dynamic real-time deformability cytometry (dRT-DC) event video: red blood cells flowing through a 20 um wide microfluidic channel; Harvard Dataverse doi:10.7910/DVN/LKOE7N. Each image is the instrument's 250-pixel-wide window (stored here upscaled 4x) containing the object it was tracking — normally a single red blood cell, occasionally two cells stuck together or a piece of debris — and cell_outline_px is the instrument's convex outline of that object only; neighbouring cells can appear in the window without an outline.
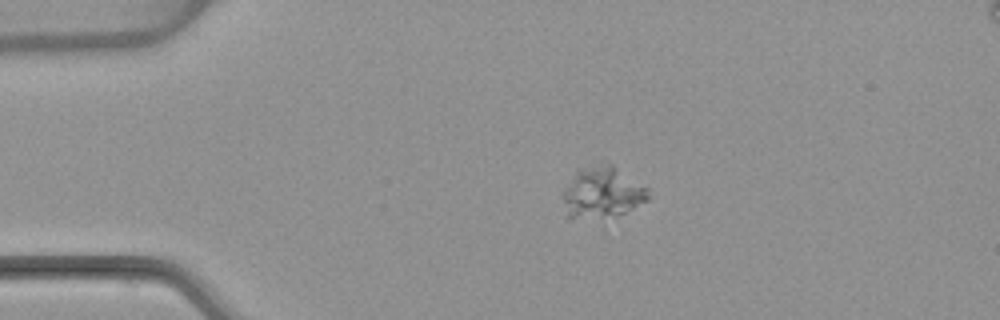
{"species": "common noctule bat (a hibernating species)", "species_latin": "Nyctalus noctula", "temperature_condition": "warm", "stored_images_in_passage": 5, "camera_frame_rate_fps": 3000, "um_per_image_px": 0.085, "animal": {"sex": "female", "body_mass_g": 22.7, "forearm_length_mm": 54.2}, "frame": {"image": 1, "passage_image": 3, "time_ms": 2.333, "image_size_px": [1000, 320], "cell_outline_px": [[648, 200], [616, 216], [568, 220], [564, 216], [564, 188], [576, 172], [580, 168], [604, 160], [612, 164], [648, 188]], "centroid_in_image_um": [51.15, 16.36], "position_along_channel_um": 33.9, "area_um2": 25.89}}